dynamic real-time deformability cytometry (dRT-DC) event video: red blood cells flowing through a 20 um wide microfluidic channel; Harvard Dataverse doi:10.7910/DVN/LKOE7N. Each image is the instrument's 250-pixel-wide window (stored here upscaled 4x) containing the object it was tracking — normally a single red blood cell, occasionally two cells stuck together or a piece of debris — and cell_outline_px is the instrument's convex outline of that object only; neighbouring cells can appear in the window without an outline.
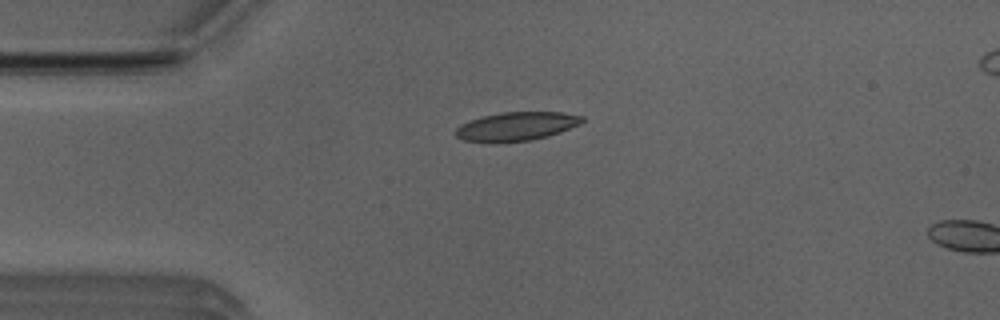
{"species": "Egyptian fruit bat (a non-hibernating species)", "species_latin": "Rousettus aegyptiacus", "temperature_condition": "room temperature", "stored_images_in_passage": 3, "camera_frame_rate_fps": 3000, "um_per_image_px": 0.085, "animal": {"sex": "male"}, "frame": {"image": 1, "passage_image": 1, "time_ms": 0.0, "image_size_px": [1000, 320], "cell_outline_px": [[584, 120], [580, 124], [560, 132], [548, 136], [528, 140], [464, 140], [456, 136], [456, 128], [460, 124], [480, 116], [500, 112], [564, 112], [584, 116]], "centroid_in_image_um": [43.95, 10.69], "position_along_channel_um": 41.0, "area_um2": 20.58}}